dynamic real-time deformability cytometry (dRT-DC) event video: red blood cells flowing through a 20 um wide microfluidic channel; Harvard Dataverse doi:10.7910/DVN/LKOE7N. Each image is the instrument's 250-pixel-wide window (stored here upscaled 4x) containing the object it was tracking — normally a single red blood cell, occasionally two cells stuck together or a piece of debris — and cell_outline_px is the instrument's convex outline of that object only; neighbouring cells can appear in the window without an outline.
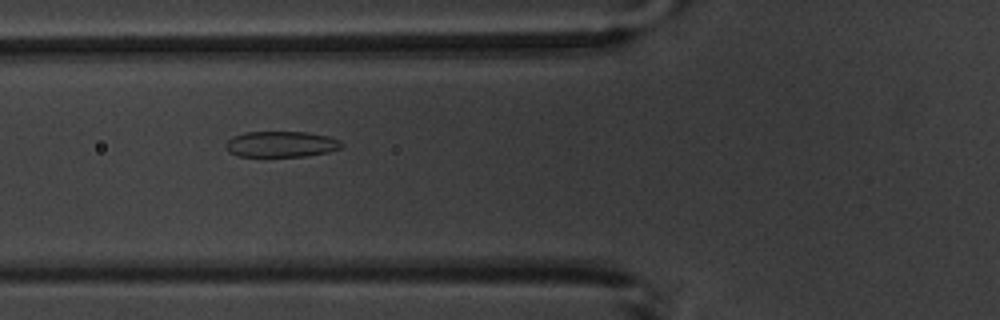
{"species": "common noctule bat (a hibernating species)", "species_latin": "Nyctalus noctula", "temperature_condition": "warm", "stored_images_in_passage": 8, "camera_frame_rate_fps": 3000, "um_per_image_px": 0.085, "animal": {"sex": "male", "body_mass_g": 20.1, "forearm_length_mm": 53.5}, "frame": {"image": 1, "passage_image": 5, "time_ms": 5.667, "image_size_px": [1000, 320], "cell_outline_px": [[344, 144], [340, 148], [328, 152], [304, 156], [240, 156], [228, 152], [224, 144], [232, 136], [244, 132], [308, 132], [328, 136], [340, 140]], "centroid_in_image_um": [23.88, 12.25], "position_along_channel_um": 101.9, "area_um2": 17.51}}
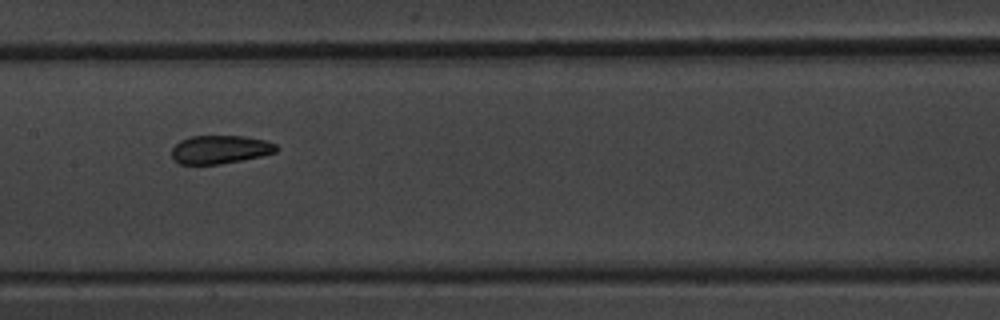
{"frame": {"image": 2, "passage_image": 7, "time_ms": 8.0, "image_size_px": [1000, 320], "cell_outline_px": [[280, 148], [276, 152], [260, 156], [220, 164], [180, 164], [172, 156], [172, 148], [180, 140], [192, 136], [244, 136], [264, 140], [276, 144]], "centroid_in_image_um": [18.72, 12.7], "position_along_channel_um": 188.7, "area_um2": 17.17}}
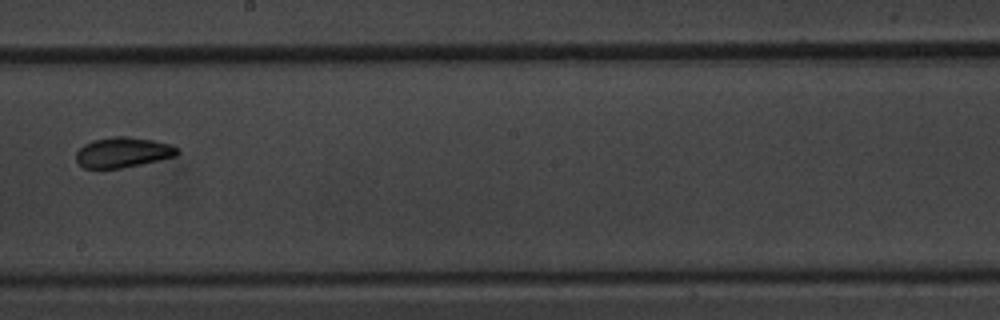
{"frame": {"image": 3, "passage_image": 8, "time_ms": 9.333, "image_size_px": [1000, 320], "cell_outline_px": [[180, 152], [176, 156], [160, 160], [120, 168], [84, 168], [76, 160], [76, 152], [84, 144], [92, 140], [112, 136], [128, 136], [152, 140], [172, 144], [180, 148]], "centroid_in_image_um": [10.48, 12.94], "position_along_channel_um": 237.7, "area_um2": 17.98}}